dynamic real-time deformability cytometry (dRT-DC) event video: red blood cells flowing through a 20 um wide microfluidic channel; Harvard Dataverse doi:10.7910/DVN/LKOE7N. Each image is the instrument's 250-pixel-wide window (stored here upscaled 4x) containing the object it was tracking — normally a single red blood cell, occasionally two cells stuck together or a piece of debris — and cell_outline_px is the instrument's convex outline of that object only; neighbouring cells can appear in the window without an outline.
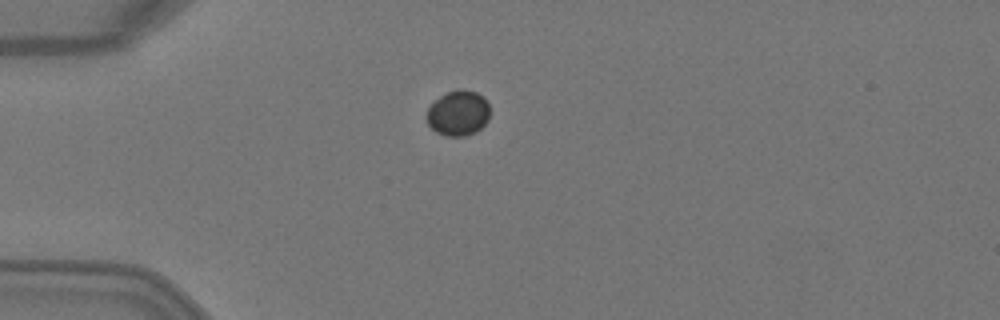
{"species": "Egyptian fruit bat (a non-hibernating species)", "species_latin": "Rousettus aegyptiacus", "temperature_condition": "warm", "stored_images_in_passage": 3, "camera_frame_rate_fps": 3000, "um_per_image_px": 0.085, "animal": {"sex": "female"}, "frame": {"image": 1, "passage_image": 1, "time_ms": 0.0, "image_size_px": [1000, 320], "cell_outline_px": [[488, 120], [476, 132], [464, 136], [444, 136], [436, 132], [428, 124], [424, 116], [428, 108], [440, 96], [448, 92], [460, 88], [476, 92], [484, 96], [488, 104]], "centroid_in_image_um": [38.92, 9.62], "position_along_channel_um": 46.1, "area_um2": 16.76}}
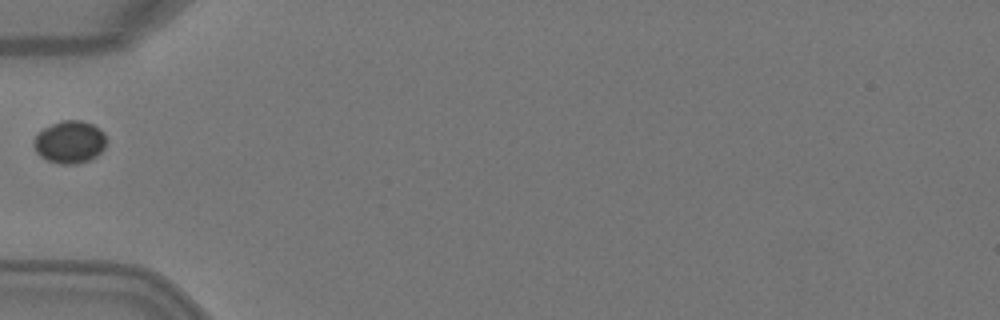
{"frame": {"image": 2, "passage_image": 2, "time_ms": 0.333, "image_size_px": [1000, 320], "cell_outline_px": [[104, 148], [96, 156], [88, 160], [76, 164], [60, 164], [48, 160], [40, 156], [36, 152], [32, 144], [36, 136], [44, 128], [52, 124], [64, 120], [80, 120], [92, 124], [100, 128], [104, 132]], "centroid_in_image_um": [5.91, 12.07], "position_along_channel_um": 79.1, "area_um2": 17.8}}